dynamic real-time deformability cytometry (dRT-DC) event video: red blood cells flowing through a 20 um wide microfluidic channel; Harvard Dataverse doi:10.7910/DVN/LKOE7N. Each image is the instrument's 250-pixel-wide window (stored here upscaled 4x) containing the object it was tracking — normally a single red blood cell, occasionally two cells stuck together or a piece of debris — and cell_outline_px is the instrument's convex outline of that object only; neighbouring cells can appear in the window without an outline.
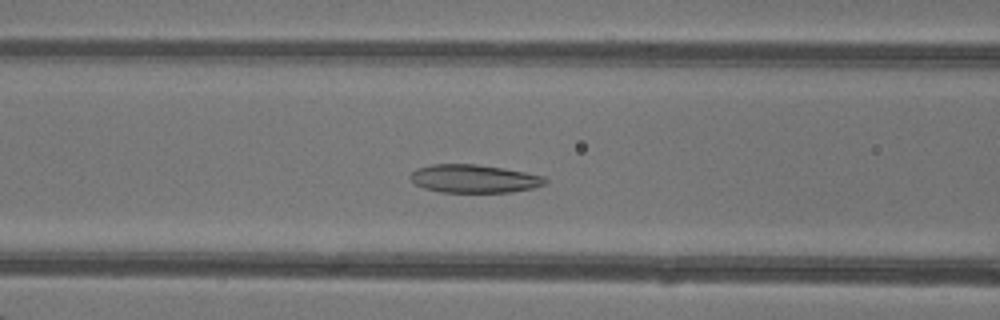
{"species": "common noctule bat (a hibernating species)", "species_latin": "Nyctalus noctula", "temperature_condition": "warm", "stored_images_in_passage": 39, "camera_frame_rate_fps": 3000, "um_per_image_px": 0.085, "animal": {"sex": "female"}, "frame": {"image": 1, "passage_image": 11, "time_ms": 3.333, "image_size_px": [1000, 320], "cell_outline_px": [[548, 180], [544, 184], [532, 188], [512, 192], [440, 192], [424, 188], [416, 184], [408, 176], [416, 168], [432, 164], [476, 164], [504, 168], [544, 176]], "centroid_in_image_um": [40.28, 15.18], "position_along_channel_um": 126.3, "area_um2": 22.14}}
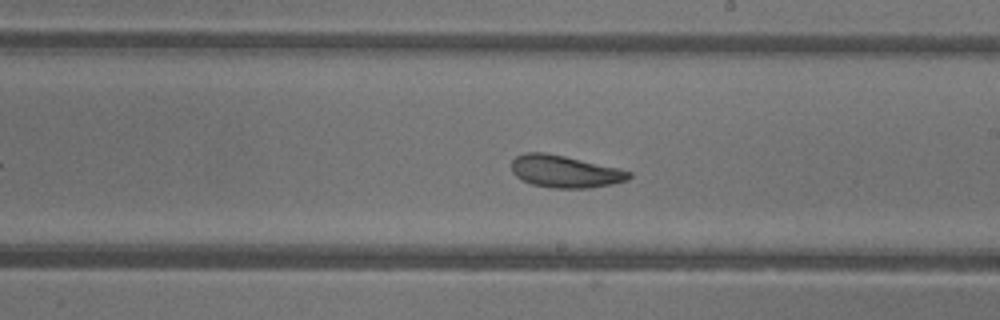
{"frame": {"image": 2, "passage_image": 19, "time_ms": 6.0, "image_size_px": [1000, 320], "cell_outline_px": [[632, 176], [628, 180], [612, 184], [588, 188], [552, 188], [532, 184], [516, 176], [512, 172], [512, 160], [516, 156], [524, 152], [544, 152], [564, 156], [620, 168], [632, 172]], "centroid_in_image_um": [48.04, 14.57], "position_along_channel_um": 241.0, "area_um2": 22.08}}
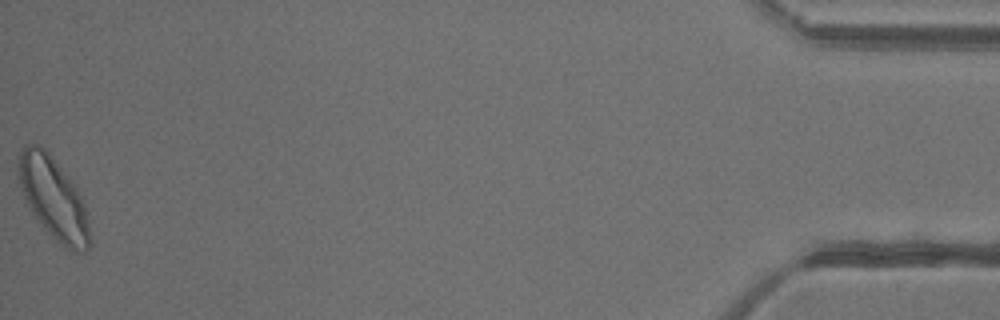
{"frame": {"image": 3, "passage_image": 39, "time_ms": 12.667, "image_size_px": [1000, 320], "cell_outline_px": [[92, 244], [84, 252], [72, 252], [60, 248], [44, 232], [36, 220], [24, 196], [16, 176], [20, 152], [24, 144], [40, 144], [48, 152], [68, 176], [76, 188], [88, 212]], "centroid_in_image_um": [4.55, 16.95], "position_along_channel_um": 430.6, "area_um2": 35.08}, "authors_computed_cell_mechanics": {"area_um2": 23.8136, "velocity_mm_per_s": 4.3034, "shape_relaxation_time_tau1_ms": 5.0455, "shape_relaxation_time_tau2_ms": 2.3994, "deformation_change_tau1": 0.1398, "deformation_change_tau2": 0.0857}}